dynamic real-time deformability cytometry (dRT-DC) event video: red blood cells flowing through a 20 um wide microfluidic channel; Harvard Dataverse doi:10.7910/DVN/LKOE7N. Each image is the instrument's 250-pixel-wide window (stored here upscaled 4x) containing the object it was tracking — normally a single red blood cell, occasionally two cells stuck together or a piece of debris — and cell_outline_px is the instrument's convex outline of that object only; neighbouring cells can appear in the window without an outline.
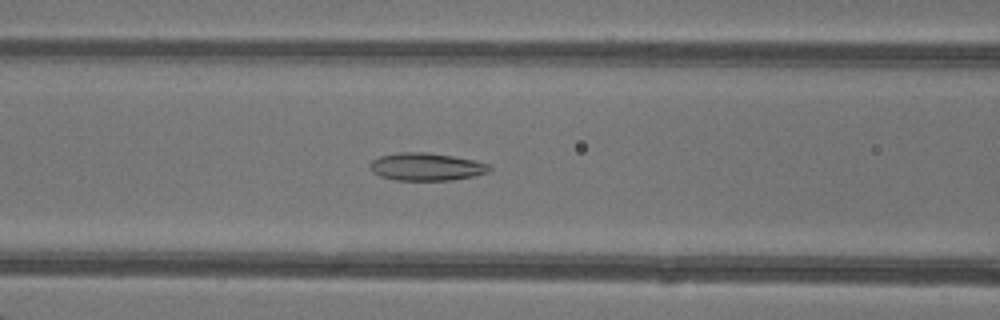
{"species": "common noctule bat (a hibernating species)", "species_latin": "Nyctalus noctula", "temperature_condition": "warm", "stored_images_in_passage": 48, "camera_frame_rate_fps": 3000, "um_per_image_px": 0.085, "animal": {"sex": "female"}, "frame": {"image": 1, "passage_image": 21, "time_ms": 6.667, "image_size_px": [1000, 320], "cell_outline_px": [[492, 168], [488, 172], [472, 176], [452, 180], [396, 180], [380, 176], [372, 172], [368, 168], [368, 164], [372, 160], [380, 156], [396, 152], [428, 152], [452, 156], [472, 160], [488, 164]], "centroid_in_image_um": [36.17, 14.17], "position_along_channel_um": 130.4, "area_um2": 19.31}}
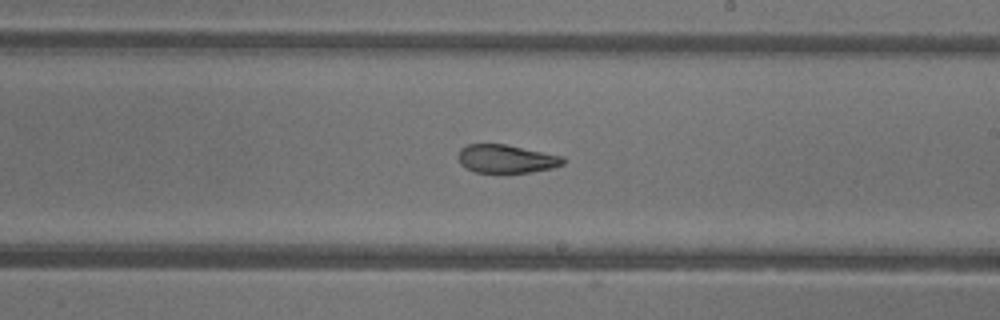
{"frame": {"image": 2, "passage_image": 29, "time_ms": 9.333, "image_size_px": [1000, 320], "cell_outline_px": [[564, 164], [552, 168], [504, 176], [476, 172], [460, 164], [456, 156], [460, 148], [468, 144], [504, 144], [564, 156]], "centroid_in_image_um": [43.0, 13.54], "position_along_channel_um": 246.0, "area_um2": 17.98}}
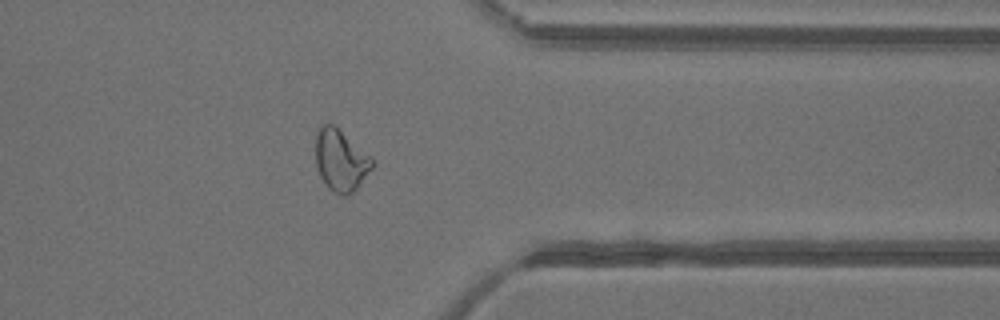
{"frame": {"image": 3, "passage_image": 39, "time_ms": 12.667, "image_size_px": [1000, 320], "cell_outline_px": [[376, 164], [356, 188], [352, 192], [344, 196], [328, 188], [324, 184], [320, 176], [316, 164], [316, 136], [320, 124], [332, 124], [372, 156], [376, 160]], "centroid_in_image_um": [28.98, 13.62], "position_along_channel_um": 382.4, "area_um2": 20.29}, "authors_computed_cell_mechanics": {"area_um2": 21.5305, "velocity_mm_per_s": 4.3496, "shape_relaxation_time_tau1_ms": null, "shape_relaxation_time_tau2_ms": 1.9662, "deformation_change_tau1": null, "deformation_change_tau2": 0.0893}}